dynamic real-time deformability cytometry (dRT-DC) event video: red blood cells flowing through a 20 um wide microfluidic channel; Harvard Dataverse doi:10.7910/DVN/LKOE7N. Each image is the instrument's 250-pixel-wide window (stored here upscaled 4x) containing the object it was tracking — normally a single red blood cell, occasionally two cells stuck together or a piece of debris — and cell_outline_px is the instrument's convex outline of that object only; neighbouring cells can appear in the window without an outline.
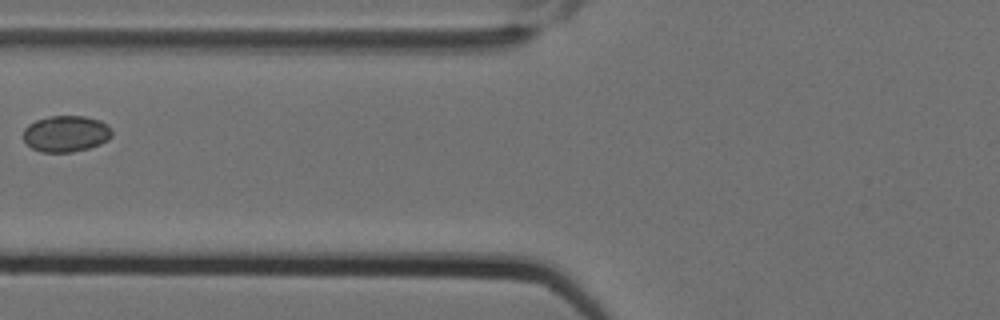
{"species": "Egyptian fruit bat (a non-hibernating species)", "species_latin": "Rousettus aegyptiacus", "temperature_condition": "cold", "stored_images_in_passage": 11, "camera_frame_rate_fps": 3000, "um_per_image_px": 0.085, "animal": {"sex": "female"}, "frame": {"image": 1, "passage_image": 7, "time_ms": 2.0, "image_size_px": [1000, 320], "cell_outline_px": [[112, 136], [108, 140], [100, 144], [88, 148], [72, 152], [40, 152], [32, 148], [24, 140], [24, 128], [28, 124], [36, 120], [48, 116], [84, 116], [100, 120], [108, 124], [112, 132]], "centroid_in_image_um": [5.62, 11.36], "position_along_channel_um": 120.2, "area_um2": 18.84}}
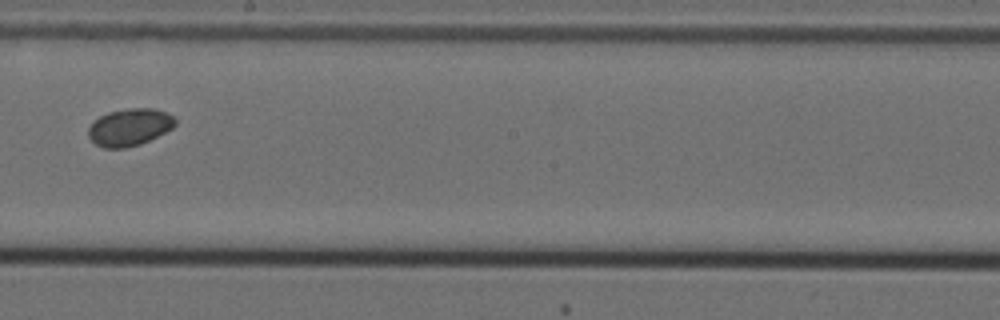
{"frame": {"image": 2, "passage_image": 10, "time_ms": 3.0, "image_size_px": [1000, 320], "cell_outline_px": [[176, 124], [172, 128], [140, 144], [124, 148], [104, 148], [96, 144], [88, 136], [88, 128], [92, 120], [108, 112], [128, 108], [152, 108], [168, 112], [176, 120]], "centroid_in_image_um": [10.99, 10.79], "position_along_channel_um": 237.2, "area_um2": 18.84}}
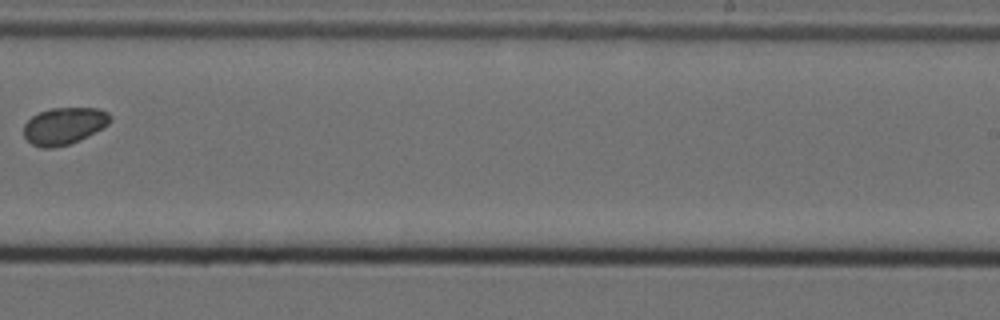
{"frame": {"image": 3, "passage_image": 11, "time_ms": 3.333, "image_size_px": [1000, 320], "cell_outline_px": [[112, 120], [108, 124], [88, 136], [68, 144], [52, 148], [40, 148], [32, 144], [24, 136], [24, 124], [32, 116], [40, 112], [52, 108], [100, 108], [108, 112], [112, 116]], "centroid_in_image_um": [5.46, 10.69], "position_along_channel_um": 283.5, "area_um2": 18.61}}